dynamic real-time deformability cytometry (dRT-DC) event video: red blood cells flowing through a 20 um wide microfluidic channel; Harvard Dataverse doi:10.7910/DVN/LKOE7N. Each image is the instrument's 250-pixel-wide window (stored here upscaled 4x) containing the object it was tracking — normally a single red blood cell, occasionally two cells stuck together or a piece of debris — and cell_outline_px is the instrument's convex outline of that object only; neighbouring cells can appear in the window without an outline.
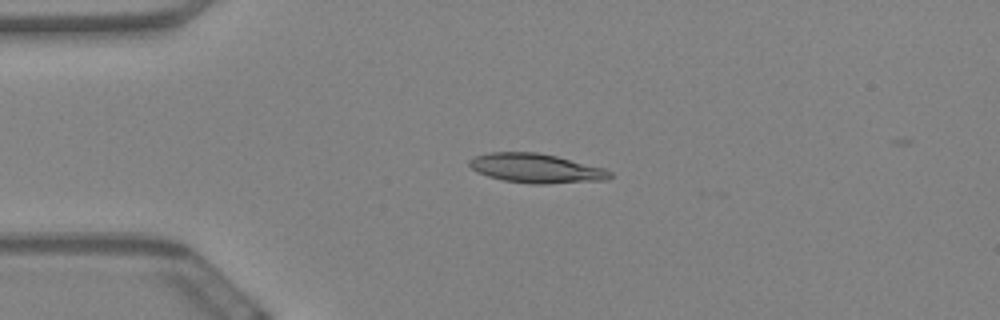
{"species": "Egyptian fruit bat (a non-hibernating species)", "species_latin": "Rousettus aegyptiacus", "temperature_condition": "warm", "stored_images_in_passage": 59, "camera_frame_rate_fps": 3000, "um_per_image_px": 0.085, "animal": {"sex": "female"}, "frame": {"image": 1, "passage_image": 14, "time_ms": 4.333, "image_size_px": [1000, 320], "cell_outline_px": [[612, 176], [608, 180], [548, 184], [532, 184], [504, 180], [488, 176], [476, 172], [468, 164], [468, 160], [472, 156], [488, 152], [540, 152], [604, 168], [612, 172]], "centroid_in_image_um": [45.55, 14.3], "position_along_channel_um": 39.5, "area_um2": 24.22}}
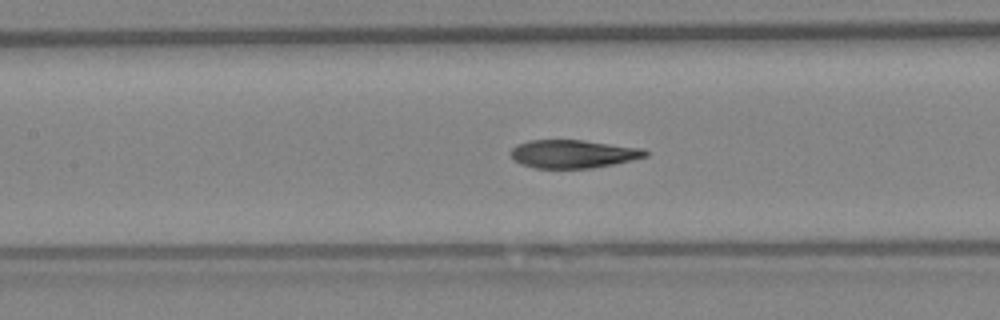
{"frame": {"image": 2, "passage_image": 27, "time_ms": 8.667, "image_size_px": [1000, 320], "cell_outline_px": [[648, 156], [612, 164], [592, 168], [536, 168], [520, 164], [512, 156], [512, 148], [516, 144], [528, 140], [584, 140], [644, 148], [648, 152]], "centroid_in_image_um": [48.73, 13.07], "position_along_channel_um": 158.7, "area_um2": 22.08}}
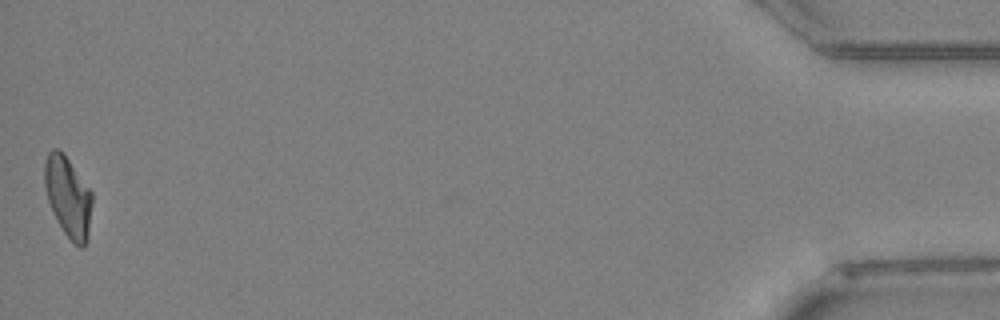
{"frame": {"image": 3, "passage_image": 59, "time_ms": 19.333, "image_size_px": [1000, 320], "cell_outline_px": [[92, 204], [88, 236], [84, 248], [80, 248], [72, 244], [64, 232], [48, 200], [44, 184], [44, 164], [48, 152], [52, 148], [56, 148], [68, 160], [92, 192]], "centroid_in_image_um": [5.79, 16.77], "position_along_channel_um": 429.4, "area_um2": 21.96}, "authors_computed_cell_mechanics": {"area_um2": 22.8888, "velocity_mm_per_s": 3.4412, "shape_relaxation_time_tau1_ms": 9.8571, "shape_relaxation_time_tau2_ms": 3.8138, "deformation_change_tau1": 0.245, "deformation_change_tau2": 0.0994}}